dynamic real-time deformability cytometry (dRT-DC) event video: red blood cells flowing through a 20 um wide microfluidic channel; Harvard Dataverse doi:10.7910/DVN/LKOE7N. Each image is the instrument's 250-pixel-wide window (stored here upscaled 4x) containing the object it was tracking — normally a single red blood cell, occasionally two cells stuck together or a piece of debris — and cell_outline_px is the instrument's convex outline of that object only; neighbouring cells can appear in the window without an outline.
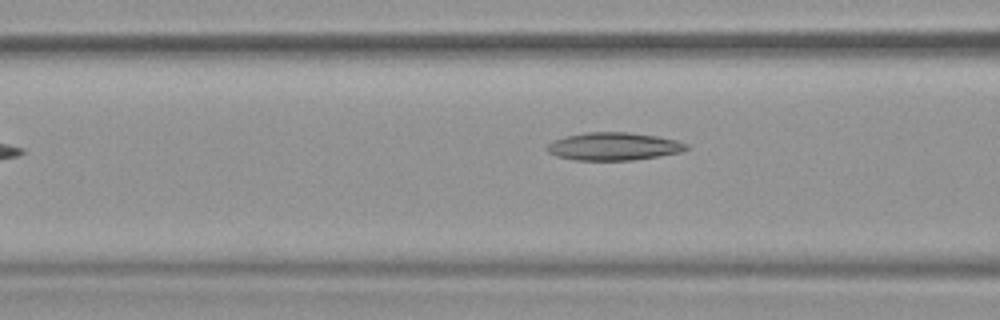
{"species": "common noctule bat (a hibernating species)", "species_latin": "Nyctalus noctula", "temperature_condition": "warm", "stored_images_in_passage": 27, "camera_frame_rate_fps": 3000, "um_per_image_px": 0.085, "animal": {"sex": "female", "body_mass_g": 19.9}, "frame": {"image": 1, "passage_image": 8, "time_ms": 2.333, "image_size_px": [1000, 320], "cell_outline_px": [[688, 148], [680, 152], [660, 156], [632, 160], [572, 160], [556, 156], [548, 152], [544, 148], [552, 140], [564, 136], [584, 132], [628, 132], [656, 136], [676, 140], [688, 144]], "centroid_in_image_um": [52.1, 12.44], "position_along_channel_um": 114.5, "area_um2": 22.77}}
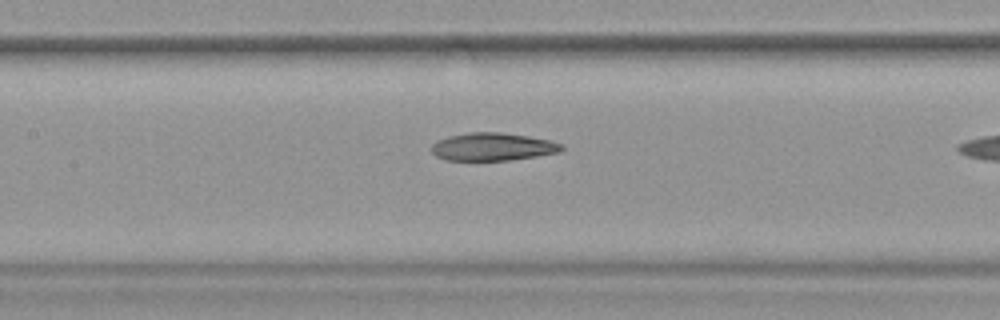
{"frame": {"image": 2, "passage_image": 12, "time_ms": 3.667, "image_size_px": [1000, 320], "cell_outline_px": [[564, 148], [560, 152], [536, 156], [508, 160], [444, 160], [436, 156], [432, 152], [432, 144], [436, 140], [448, 136], [468, 132], [500, 132], [528, 136], [548, 140], [564, 144]], "centroid_in_image_um": [41.86, 12.47], "position_along_channel_um": 165.5, "area_um2": 21.15}}